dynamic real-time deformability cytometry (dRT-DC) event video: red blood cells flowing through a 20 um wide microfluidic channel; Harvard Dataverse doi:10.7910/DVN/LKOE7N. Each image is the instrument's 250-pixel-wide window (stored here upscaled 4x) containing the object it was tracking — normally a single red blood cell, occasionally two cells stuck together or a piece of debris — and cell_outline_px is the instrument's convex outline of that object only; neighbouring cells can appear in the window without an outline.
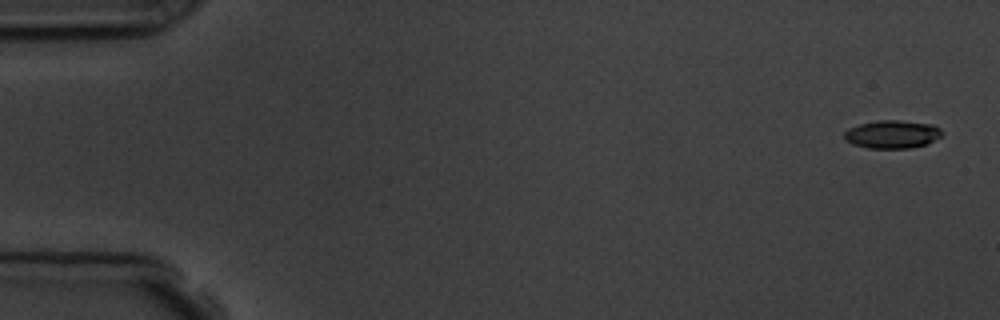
{"species": "common noctule bat (a hibernating species)", "species_latin": "Nyctalus noctula", "temperature_condition": "room temperature", "stored_images_in_passage": 6, "camera_frame_rate_fps": 3000, "um_per_image_px": 0.085, "animal": {"sex": "male", "body_mass_g": 19.5, "forearm_length_mm": 54.6}, "frame": {"image": 1, "passage_image": 1, "time_ms": 0.0, "image_size_px": [1000, 320], "cell_outline_px": [[944, 132], [940, 136], [924, 144], [908, 148], [868, 148], [852, 144], [844, 140], [844, 132], [848, 128], [860, 124], [876, 120], [900, 120], [932, 124], [940, 128]], "centroid_in_image_um": [75.8, 11.4], "position_along_channel_um": 9.2, "area_um2": 15.95}}
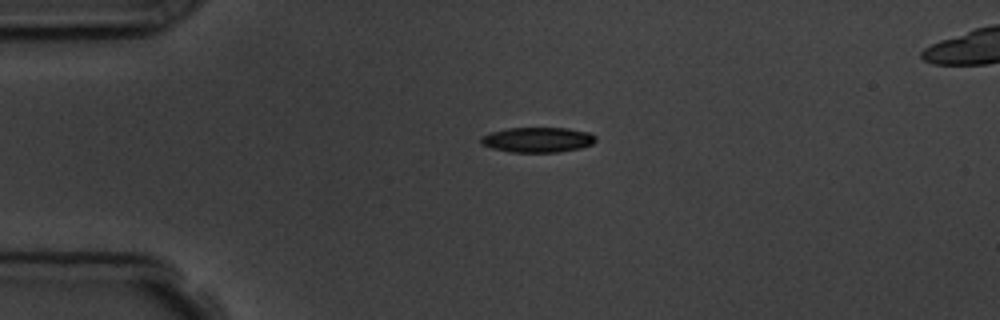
{"frame": {"image": 2, "passage_image": 4, "time_ms": 3.667, "image_size_px": [1000, 320], "cell_outline_px": [[596, 140], [592, 144], [580, 148], [560, 152], [512, 152], [492, 148], [480, 144], [480, 136], [492, 132], [508, 128], [568, 128], [588, 132], [596, 136]], "centroid_in_image_um": [45.69, 11.88], "position_along_channel_um": 39.3, "area_um2": 16.82}}